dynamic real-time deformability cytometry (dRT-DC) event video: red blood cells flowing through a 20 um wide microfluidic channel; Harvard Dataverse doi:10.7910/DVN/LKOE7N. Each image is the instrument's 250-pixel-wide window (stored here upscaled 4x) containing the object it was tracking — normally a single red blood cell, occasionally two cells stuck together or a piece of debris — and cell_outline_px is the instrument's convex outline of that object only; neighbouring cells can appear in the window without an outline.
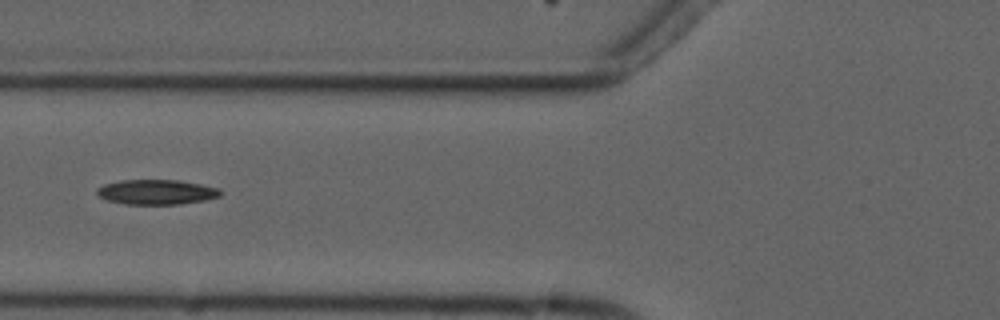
{"species": "common noctule bat (a hibernating species)", "species_latin": "Nyctalus noctula", "temperature_condition": "cold", "stored_images_in_passage": 7, "camera_frame_rate_fps": 3000, "um_per_image_px": 0.085, "animal": {"sex": "male", "forearm_length_mm": 52.5}, "frame": {"image": 1, "passage_image": 6, "time_ms": 7.0, "image_size_px": [1000, 320], "cell_outline_px": [[224, 192], [220, 196], [204, 200], [180, 204], [124, 204], [108, 200], [100, 196], [96, 192], [96, 188], [104, 184], [120, 180], [180, 180], [220, 188]], "centroid_in_image_um": [13.33, 16.31], "position_along_channel_um": 112.5, "area_um2": 17.98}}
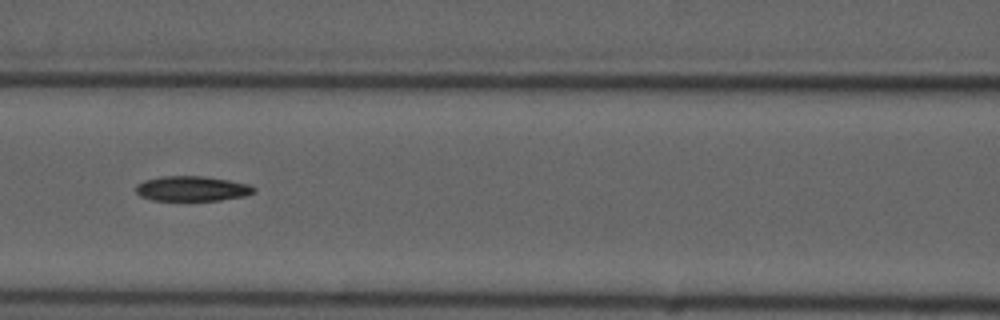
{"frame": {"image": 2, "passage_image": 7, "time_ms": 8.0, "image_size_px": [1000, 320], "cell_outline_px": [[256, 192], [244, 196], [220, 200], [152, 200], [140, 196], [136, 192], [136, 184], [144, 180], [160, 176], [204, 176], [228, 180], [248, 184], [256, 188]], "centroid_in_image_um": [16.31, 16.03], "position_along_channel_um": 150.3, "area_um2": 17.22}}